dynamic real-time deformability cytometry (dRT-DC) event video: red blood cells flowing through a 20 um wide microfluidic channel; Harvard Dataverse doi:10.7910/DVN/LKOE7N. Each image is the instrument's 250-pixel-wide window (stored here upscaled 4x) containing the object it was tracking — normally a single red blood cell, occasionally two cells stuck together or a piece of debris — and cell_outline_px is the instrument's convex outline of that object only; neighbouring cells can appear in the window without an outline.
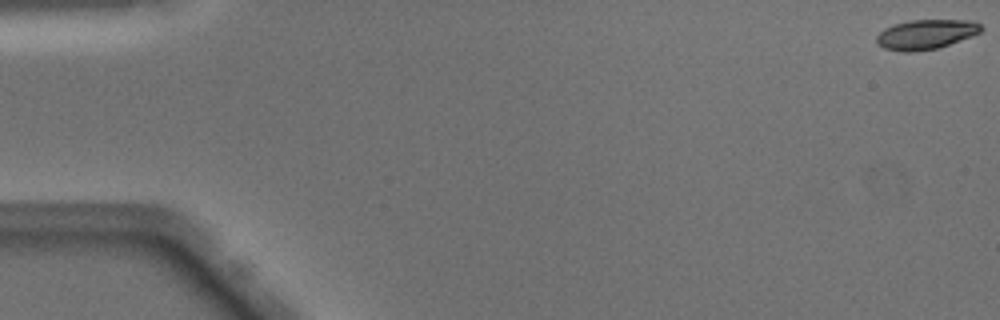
{"species": "Egyptian fruit bat (a non-hibernating species)", "species_latin": "Rousettus aegyptiacus", "temperature_condition": "warm", "stored_images_in_passage": 50, "camera_frame_rate_fps": 3000, "um_per_image_px": 0.085, "animal": {"sex": "male"}, "frame": {"image": 1, "passage_image": 1, "time_ms": 0.0, "image_size_px": [1000, 320], "cell_outline_px": [[984, 28], [980, 32], [972, 36], [936, 48], [916, 52], [900, 52], [884, 48], [876, 40], [876, 36], [884, 28], [896, 24], [912, 20], [972, 20], [980, 24]], "centroid_in_image_um": [78.71, 2.92], "position_along_channel_um": 6.3, "area_um2": 17.98}}
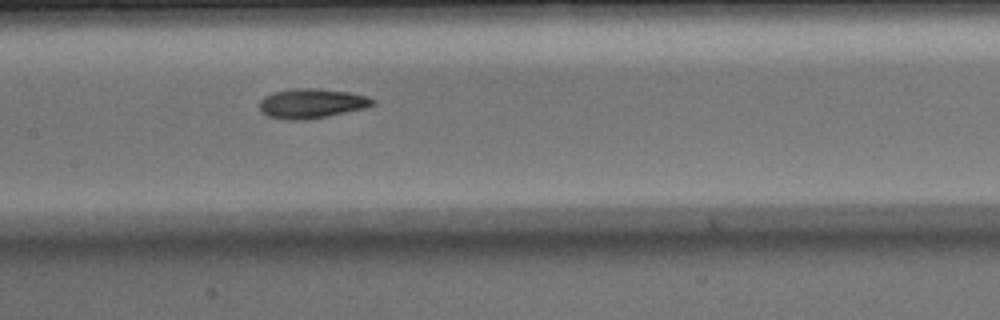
{"frame": {"image": 2, "passage_image": 25, "time_ms": 8.0, "image_size_px": [1000, 320], "cell_outline_px": [[376, 104], [364, 108], [328, 116], [304, 120], [284, 120], [268, 116], [260, 112], [260, 100], [264, 96], [272, 92], [296, 88], [316, 88], [348, 92], [364, 96], [376, 100]], "centroid_in_image_um": [26.45, 8.8], "position_along_channel_um": 181.0, "area_um2": 19.59}}
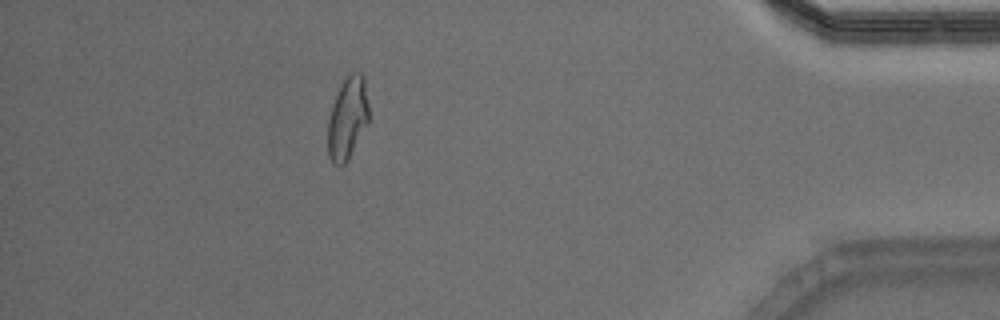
{"frame": {"image": 3, "passage_image": 45, "time_ms": 14.667, "image_size_px": [1000, 320], "cell_outline_px": [[368, 124], [348, 160], [340, 168], [332, 164], [328, 156], [328, 120], [332, 104], [340, 84], [352, 72], [360, 72], [364, 76], [368, 104]], "centroid_in_image_um": [29.53, 10.09], "position_along_channel_um": 405.7, "area_um2": 19.88}, "authors_computed_cell_mechanics": {"area_um2": 19.1029, "velocity_mm_per_s": 4.073, "shape_relaxation_time_tau1_ms": 4.6911, "shape_relaxation_time_tau2_ms": 2.64, "deformation_change_tau1": 0.1925, "deformation_change_tau2": 0.1025}}